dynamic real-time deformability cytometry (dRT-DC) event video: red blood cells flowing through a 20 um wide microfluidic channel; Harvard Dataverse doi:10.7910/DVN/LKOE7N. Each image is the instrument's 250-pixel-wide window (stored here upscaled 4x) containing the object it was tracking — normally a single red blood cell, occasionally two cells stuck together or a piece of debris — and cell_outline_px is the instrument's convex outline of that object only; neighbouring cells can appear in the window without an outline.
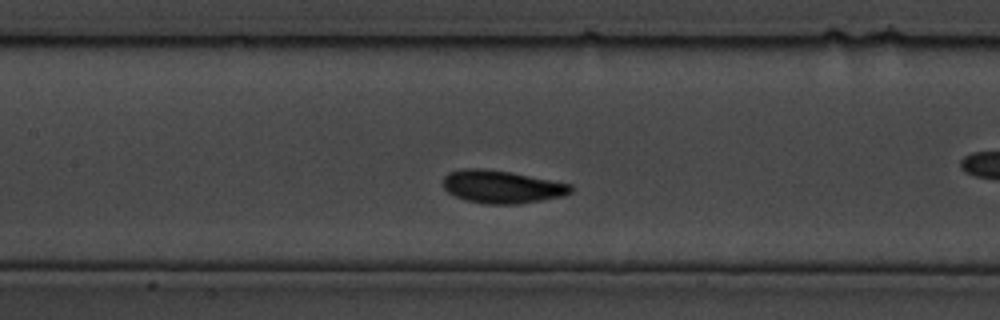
{"species": "common noctule bat (a hibernating species)", "species_latin": "Nyctalus noctula", "temperature_condition": "cold", "stored_images_in_passage": 21, "camera_frame_rate_fps": 3000, "um_per_image_px": 0.085, "animal": {"sex": "male", "body_mass_g": 19.5, "forearm_length_mm": 54.6}, "frame": {"image": 1, "passage_image": 7, "time_ms": 2.0, "image_size_px": [1000, 320], "cell_outline_px": [[572, 192], [560, 196], [540, 200], [516, 204], [488, 204], [468, 200], [456, 196], [448, 192], [444, 188], [444, 176], [448, 172], [464, 168], [484, 168], [508, 172], [572, 184]], "centroid_in_image_um": [42.63, 15.86], "position_along_channel_um": 164.8, "area_um2": 24.04}}
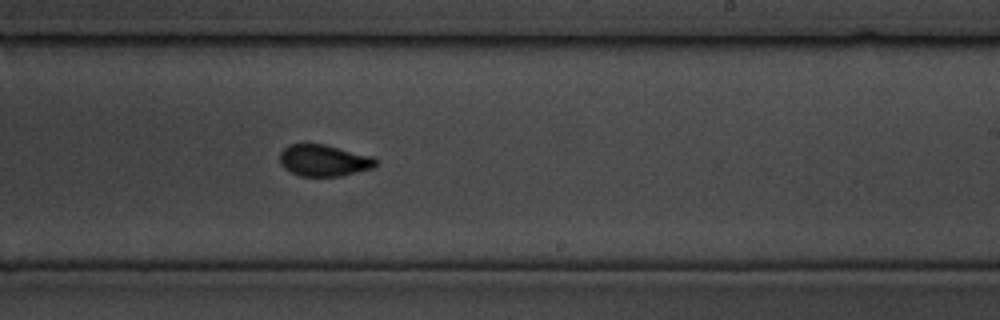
{"frame": {"image": 2, "passage_image": 12, "time_ms": 3.667, "image_size_px": [1000, 320], "cell_outline_px": [[376, 164], [372, 168], [340, 176], [300, 176], [284, 168], [280, 164], [280, 152], [288, 144], [324, 144], [376, 156]], "centroid_in_image_um": [27.54, 13.63], "position_along_channel_um": 261.5, "area_um2": 17.74}}
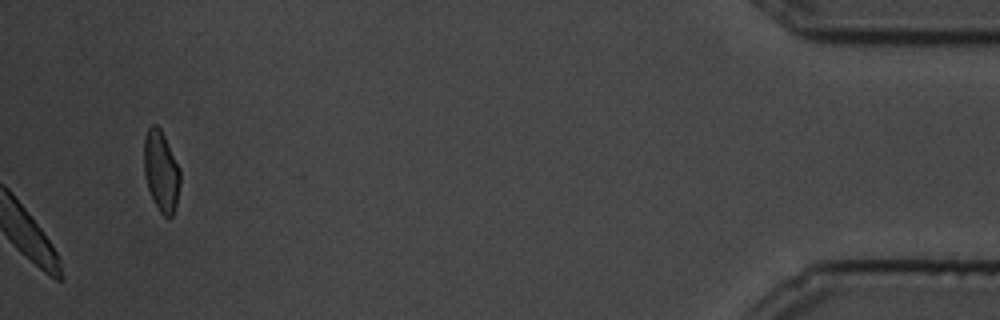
{"frame": {"image": 3, "passage_image": 21, "time_ms": 6.667, "image_size_px": [1000, 320], "cell_outline_px": [[180, 184], [176, 204], [172, 216], [168, 220], [160, 212], [148, 188], [144, 176], [144, 140], [148, 128], [152, 124], [156, 124], [160, 128], [164, 136], [180, 172]], "centroid_in_image_um": [13.68, 14.57], "position_along_channel_um": 421.5, "area_um2": 16.7}}